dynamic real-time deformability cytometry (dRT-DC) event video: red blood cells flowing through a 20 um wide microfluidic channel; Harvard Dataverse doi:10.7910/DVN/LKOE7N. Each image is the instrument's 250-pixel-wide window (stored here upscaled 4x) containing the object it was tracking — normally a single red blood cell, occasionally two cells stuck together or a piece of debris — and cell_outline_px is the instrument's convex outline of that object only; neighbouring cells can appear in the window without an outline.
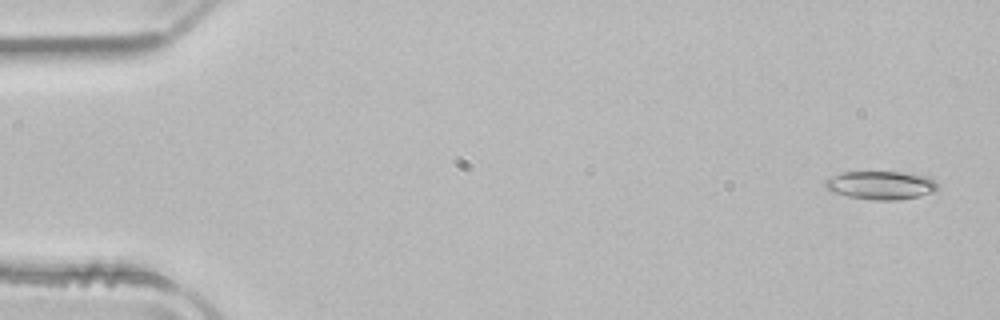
{"species": "common noctule bat (a hibernating species)", "species_latin": "Nyctalus noctula", "temperature_condition": "room temperature", "stored_images_in_passage": 50, "camera_frame_rate_fps": 3000, "um_per_image_px": 0.085, "animal": {"sex": "male", "body_mass_g": 21.5, "forearm_length_mm": 52.0}, "frame": {"image": 1, "passage_image": 2, "time_ms": 0.333, "image_size_px": [1000, 320], "cell_outline_px": [[940, 188], [936, 192], [920, 196], [900, 200], [872, 200], [848, 196], [832, 192], [824, 188], [824, 180], [840, 172], [900, 172], [928, 176], [936, 180]], "centroid_in_image_um": [74.9, 15.75], "position_along_channel_um": 10.1, "area_um2": 19.02}}
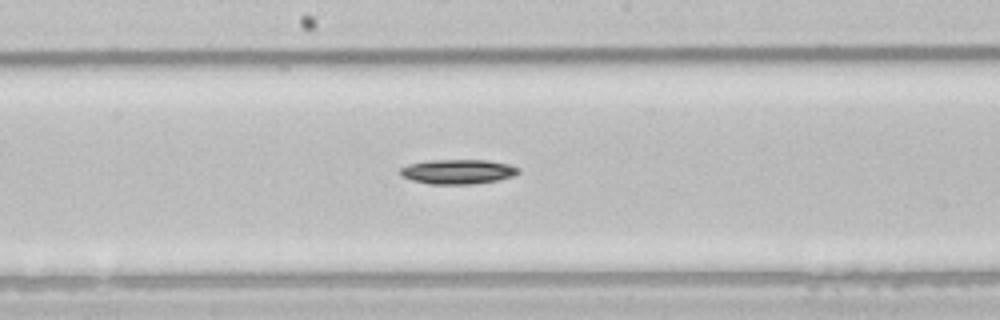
{"frame": {"image": 2, "passage_image": 27, "time_ms": 8.667, "image_size_px": [1000, 320], "cell_outline_px": [[520, 172], [512, 176], [500, 180], [472, 184], [428, 184], [412, 180], [400, 176], [400, 168], [408, 164], [428, 160], [488, 160], [508, 164], [520, 168]], "centroid_in_image_um": [38.91, 14.59], "position_along_channel_um": 209.3, "area_um2": 17.11}}
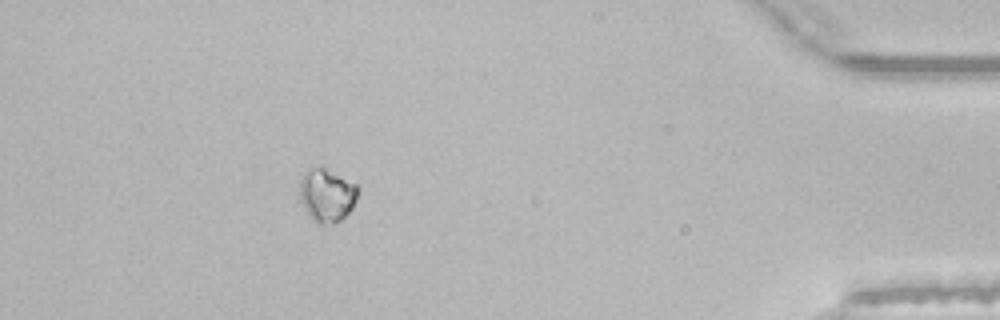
{"frame": {"image": 3, "passage_image": 46, "time_ms": 15.0, "image_size_px": [1000, 320], "cell_outline_px": [[360, 188], [356, 200], [352, 208], [340, 220], [332, 224], [316, 224], [308, 216], [300, 200], [300, 180], [304, 172], [308, 168], [320, 164], [356, 184]], "centroid_in_image_um": [27.76, 16.56], "position_along_channel_um": 407.4, "area_um2": 18.5}}